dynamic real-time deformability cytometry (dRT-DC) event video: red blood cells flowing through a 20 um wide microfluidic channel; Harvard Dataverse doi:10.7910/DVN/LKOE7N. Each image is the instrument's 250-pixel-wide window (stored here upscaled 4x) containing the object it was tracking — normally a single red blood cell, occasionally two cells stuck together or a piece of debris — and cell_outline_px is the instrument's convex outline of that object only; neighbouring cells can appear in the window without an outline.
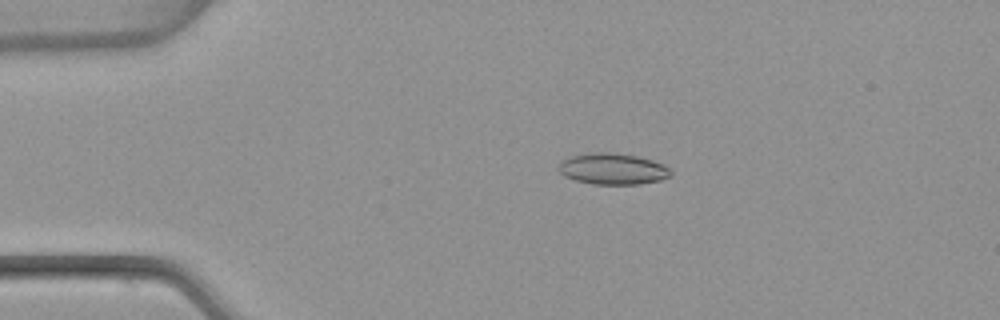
{"species": "common noctule bat (a hibernating species)", "species_latin": "Nyctalus noctula", "temperature_condition": "warm", "stored_images_in_passage": 53, "camera_frame_rate_fps": 3000, "um_per_image_px": 0.085, "animal": {"sex": "female", "body_mass_g": 22.7, "forearm_length_mm": 54.2}, "frame": {"image": 1, "passage_image": 11, "time_ms": 3.333, "image_size_px": [1000, 320], "cell_outline_px": [[672, 176], [660, 180], [640, 184], [592, 184], [576, 180], [564, 176], [556, 168], [560, 160], [568, 156], [592, 152], [612, 152], [640, 156], [664, 164], [672, 172]], "centroid_in_image_um": [52.06, 14.34], "position_along_channel_um": 32.9, "area_um2": 20.81}}
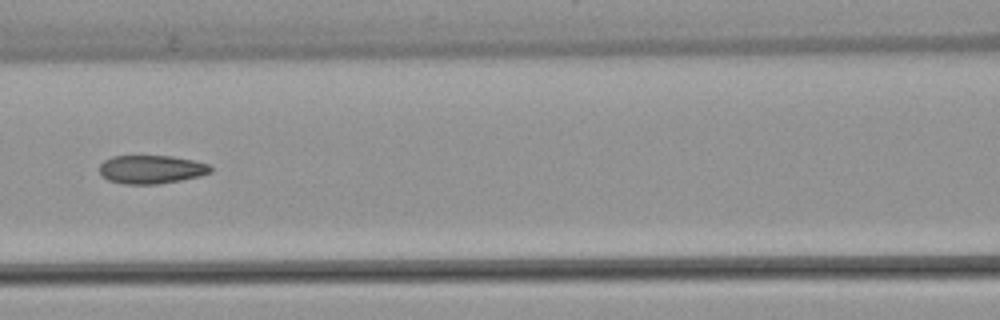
{"frame": {"image": 2, "passage_image": 24, "time_ms": 7.667, "image_size_px": [1000, 320], "cell_outline_px": [[212, 172], [200, 176], [180, 180], [156, 184], [124, 184], [108, 180], [100, 172], [100, 164], [104, 160], [112, 156], [172, 156], [192, 160], [208, 164], [212, 168]], "centroid_in_image_um": [12.86, 14.4], "position_along_channel_um": 153.7, "area_um2": 18.32}}
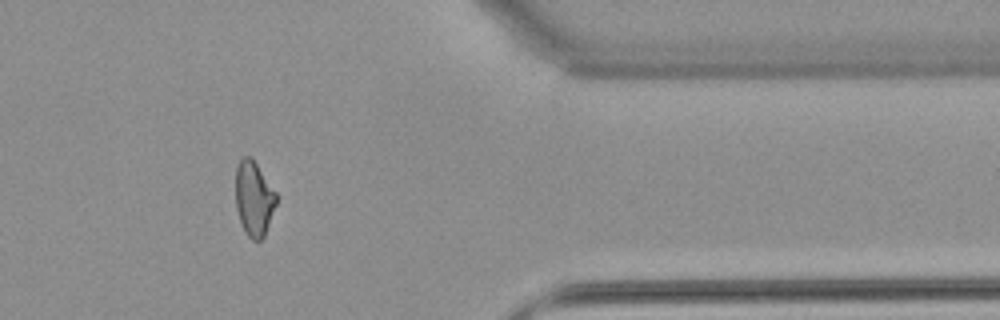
{"frame": {"image": 3, "passage_image": 44, "time_ms": 14.333, "image_size_px": [1000, 320], "cell_outline_px": [[276, 204], [264, 236], [260, 240], [252, 240], [244, 232], [236, 208], [236, 168], [240, 160], [244, 156], [252, 156], [276, 192]], "centroid_in_image_um": [21.58, 16.86], "position_along_channel_um": 389.8, "area_um2": 17.69}, "authors_computed_cell_mechanics": {"area_um2": 18.8428, "velocity_mm_per_s": 3.8595, "shape_relaxation_time_tau1_ms": null, "shape_relaxation_time_tau2_ms": 1.6398, "deformation_change_tau1": null, "deformation_change_tau2": 0.0806}}